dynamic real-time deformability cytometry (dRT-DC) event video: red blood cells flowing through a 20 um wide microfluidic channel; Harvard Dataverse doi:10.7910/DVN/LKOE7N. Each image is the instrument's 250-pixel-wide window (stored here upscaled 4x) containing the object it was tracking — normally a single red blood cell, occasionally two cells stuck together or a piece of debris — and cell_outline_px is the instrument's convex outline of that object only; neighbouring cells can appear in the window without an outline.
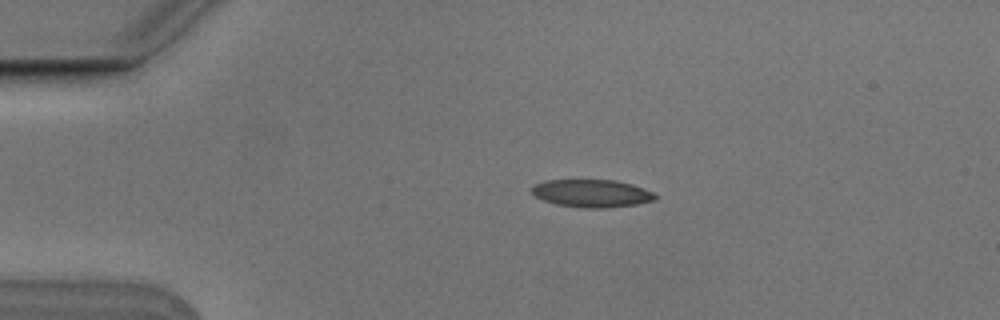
{"species": "Egyptian fruit bat (a non-hibernating species)", "species_latin": "Rousettus aegyptiacus", "temperature_condition": "cold", "stored_images_in_passage": 4, "camera_frame_rate_fps": 3000, "um_per_image_px": 0.085, "animal": {"sex": "male"}, "frame": {"image": 1, "passage_image": 2, "time_ms": 0.333, "image_size_px": [1000, 320], "cell_outline_px": [[656, 200], [636, 204], [604, 208], [580, 208], [556, 204], [544, 200], [536, 196], [532, 192], [532, 188], [536, 184], [544, 180], [612, 180], [632, 184], [644, 188], [652, 192], [656, 196]], "centroid_in_image_um": [50.31, 16.44], "position_along_channel_um": 34.7, "area_um2": 19.83}}